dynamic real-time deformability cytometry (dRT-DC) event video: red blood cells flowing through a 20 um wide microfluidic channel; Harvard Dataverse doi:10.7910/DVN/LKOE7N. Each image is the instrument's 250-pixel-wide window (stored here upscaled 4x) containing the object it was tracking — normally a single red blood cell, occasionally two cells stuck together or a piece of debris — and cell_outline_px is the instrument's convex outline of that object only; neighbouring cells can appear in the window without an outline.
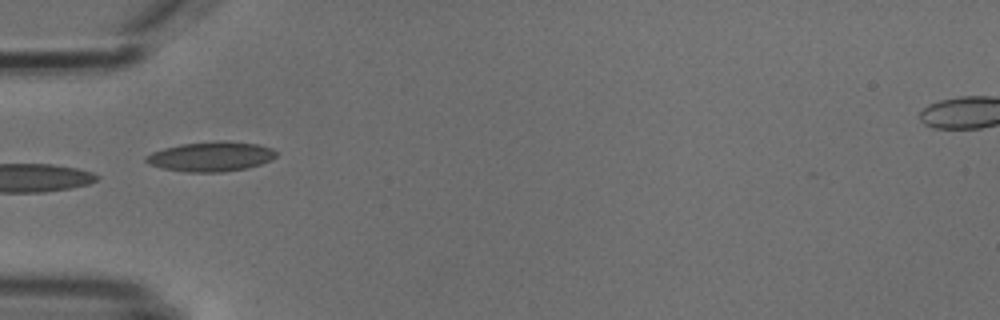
{"species": "common noctule bat (a hibernating species)", "species_latin": "Nyctalus noctula", "temperature_condition": "cold", "stored_images_in_passage": 6, "camera_frame_rate_fps": 3000, "um_per_image_px": 0.085, "animal": {"sex": "male", "body_mass_g": 18.8}, "frame": {"image": 1, "passage_image": 5, "time_ms": 4.667, "image_size_px": [1000, 320], "cell_outline_px": [[276, 156], [272, 160], [248, 168], [224, 172], [184, 172], [164, 168], [148, 164], [144, 160], [144, 156], [152, 152], [164, 148], [180, 144], [220, 140], [224, 140], [260, 144], [272, 148], [276, 152]], "centroid_in_image_um": [17.94, 13.3], "position_along_channel_um": 67.1, "area_um2": 22.83}}
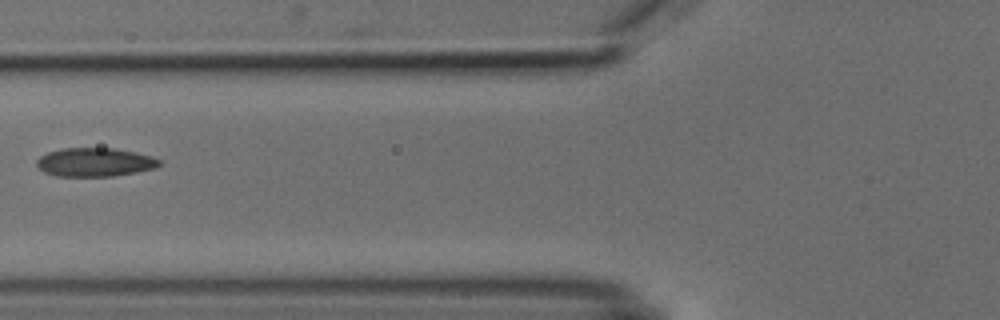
{"frame": {"image": 2, "passage_image": 6, "time_ms": 6.0, "image_size_px": [1000, 320], "cell_outline_px": [[160, 164], [156, 168], [136, 172], [112, 176], [56, 176], [44, 172], [36, 164], [36, 160], [40, 156], [48, 152], [60, 148], [116, 148], [136, 152], [152, 156], [160, 160]], "centroid_in_image_um": [8.06, 13.78], "position_along_channel_um": 117.7, "area_um2": 20.58}}